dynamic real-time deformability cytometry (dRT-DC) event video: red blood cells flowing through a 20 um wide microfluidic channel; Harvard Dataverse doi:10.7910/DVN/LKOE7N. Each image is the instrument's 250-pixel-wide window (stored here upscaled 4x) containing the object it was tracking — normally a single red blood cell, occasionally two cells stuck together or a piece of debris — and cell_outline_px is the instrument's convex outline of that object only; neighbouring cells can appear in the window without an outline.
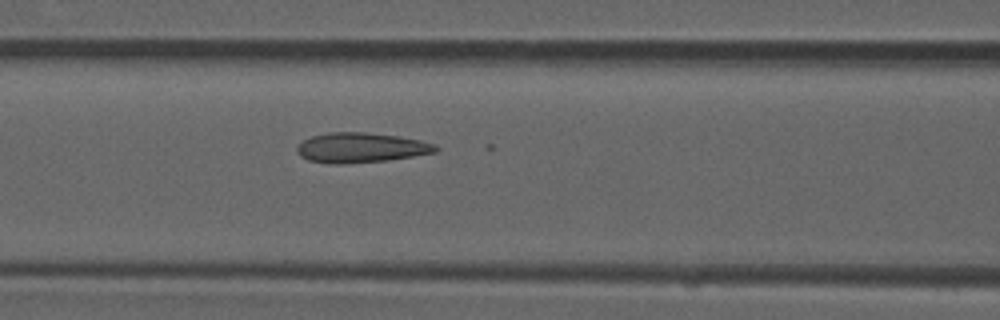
{"species": "common noctule bat (a hibernating species)", "species_latin": "Nyctalus noctula", "temperature_condition": "room temperature", "stored_images_in_passage": 48, "camera_frame_rate_fps": 3000, "um_per_image_px": 0.085, "animal": {"sex": "male", "forearm_length_mm": 52.5}, "frame": {"image": 1, "passage_image": 18, "time_ms": 5.667, "image_size_px": [1000, 320], "cell_outline_px": [[440, 148], [436, 152], [388, 160], [344, 164], [332, 164], [308, 160], [300, 156], [296, 152], [296, 148], [304, 140], [312, 136], [328, 132], [364, 132], [400, 136], [420, 140], [436, 144]], "centroid_in_image_um": [30.68, 12.55], "position_along_channel_um": 135.9, "area_um2": 24.28}}
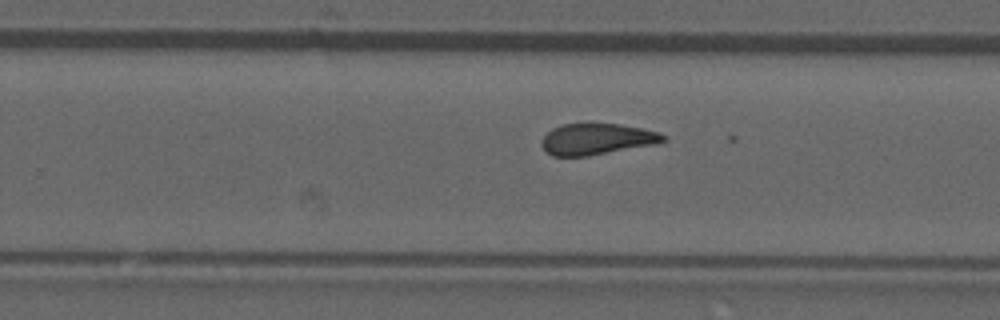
{"frame": {"image": 2, "passage_image": 29, "time_ms": 9.333, "image_size_px": [1000, 320], "cell_outline_px": [[668, 140], [652, 144], [588, 156], [552, 156], [540, 144], [540, 140], [552, 128], [564, 124], [620, 124], [660, 132], [668, 136]], "centroid_in_image_um": [50.72, 11.82], "position_along_channel_um": 279.1, "area_um2": 21.91}}